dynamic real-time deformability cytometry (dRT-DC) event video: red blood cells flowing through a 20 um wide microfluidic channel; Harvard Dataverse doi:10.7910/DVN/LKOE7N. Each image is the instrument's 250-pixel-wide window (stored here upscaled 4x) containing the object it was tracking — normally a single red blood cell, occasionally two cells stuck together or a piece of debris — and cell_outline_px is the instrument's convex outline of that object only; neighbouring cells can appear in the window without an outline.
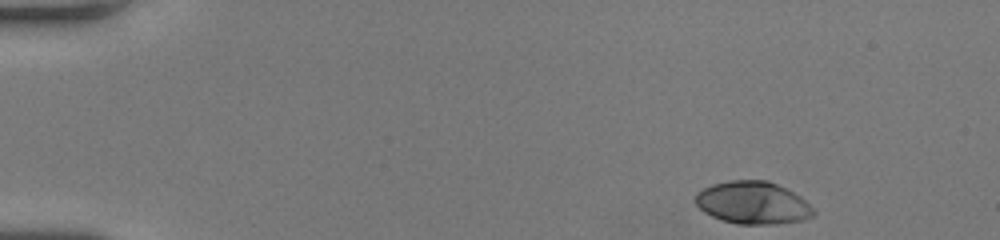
{"species": "human", "species_latin": "Homo sapiens", "temperature_condition": "room temperature", "stored_images_in_passage": 47, "camera_frame_rate_fps": 3000, "um_per_image_px": 0.085, "donor": {"sex": "female"}, "frame": {"image": 1, "passage_image": 1, "time_ms": 0.0, "image_size_px": [1000, 240], "cell_outline_px": [[816, 216], [804, 220], [776, 224], [736, 224], [720, 220], [704, 212], [696, 204], [696, 192], [712, 184], [728, 180], [768, 180], [800, 196], [816, 212]], "centroid_in_image_um": [63.99, 17.25], "position_along_channel_um": 21.0, "area_um2": 29.36}}
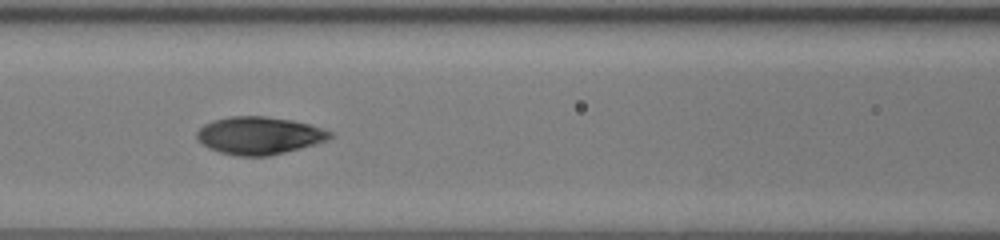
{"frame": {"image": 2, "passage_image": 19, "time_ms": 6.0, "image_size_px": [1000, 240], "cell_outline_px": [[332, 136], [328, 140], [316, 144], [268, 156], [236, 156], [220, 152], [208, 148], [196, 136], [196, 132], [204, 124], [212, 120], [232, 116], [264, 116], [292, 120], [308, 124], [332, 132]], "centroid_in_image_um": [22.02, 11.52], "position_along_channel_um": 144.6, "area_um2": 29.02}}
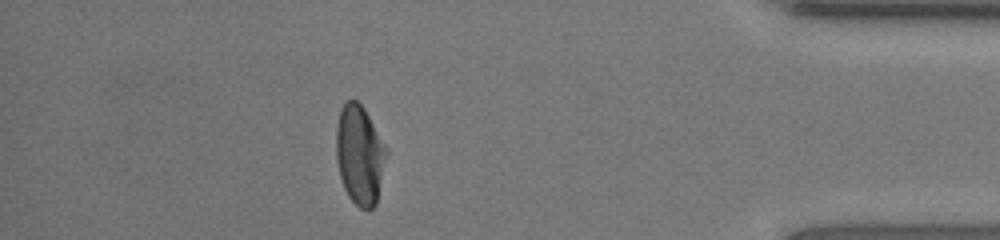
{"frame": {"image": 3, "passage_image": 41, "time_ms": 13.333, "image_size_px": [1000, 240], "cell_outline_px": [[388, 152], [376, 204], [368, 212], [360, 208], [348, 196], [344, 188], [340, 176], [336, 160], [336, 128], [340, 112], [344, 104], [348, 100], [356, 100], [364, 108]], "centroid_in_image_um": [30.57, 13.2], "position_along_channel_um": 404.6, "area_um2": 28.9}, "authors_computed_cell_mechanics": {"area_um2": 29.0734, "velocity_mm_per_s": 4.0735, "shape_relaxation_time_tau1_ms": 4.1688, "shape_relaxation_time_tau2_ms": 0.8702, "deformation_change_tau1": 0.2187, "deformation_change_tau2": 0.0475}}